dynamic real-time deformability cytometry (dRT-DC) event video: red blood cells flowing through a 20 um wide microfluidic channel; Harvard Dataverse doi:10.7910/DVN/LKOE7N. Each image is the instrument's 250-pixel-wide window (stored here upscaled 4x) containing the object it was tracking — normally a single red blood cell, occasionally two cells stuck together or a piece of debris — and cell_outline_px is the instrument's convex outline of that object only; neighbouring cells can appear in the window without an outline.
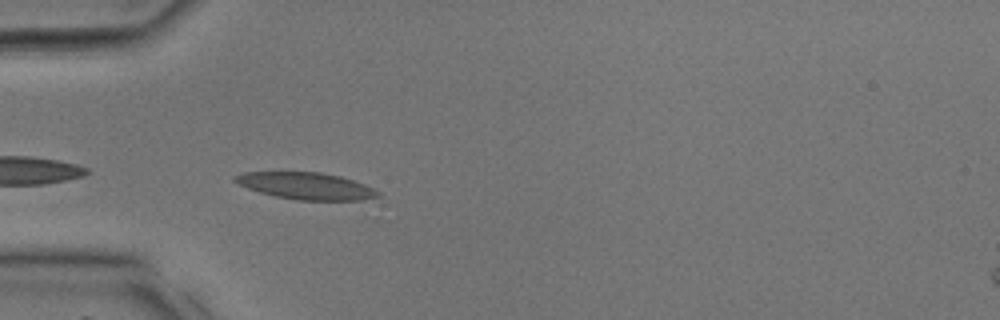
{"species": "common noctule bat (a hibernating species)", "species_latin": "Nyctalus noctula", "temperature_condition": "room temperature", "stored_images_in_passage": 34, "camera_frame_rate_fps": 3000, "um_per_image_px": 0.085, "animal": {"sex": "male", "body_mass_g": 17.9, "forearm_length_mm": 54.2}, "frame": {"image": 1, "passage_image": 10, "time_ms": 3.0, "image_size_px": [1000, 320], "cell_outline_px": [[380, 196], [360, 200], [296, 200], [276, 196], [260, 192], [248, 188], [232, 180], [232, 176], [244, 172], [320, 172], [340, 176], [364, 184], [380, 192]], "centroid_in_image_um": [26.0, 15.8], "position_along_channel_um": 59.0, "area_um2": 22.25}}
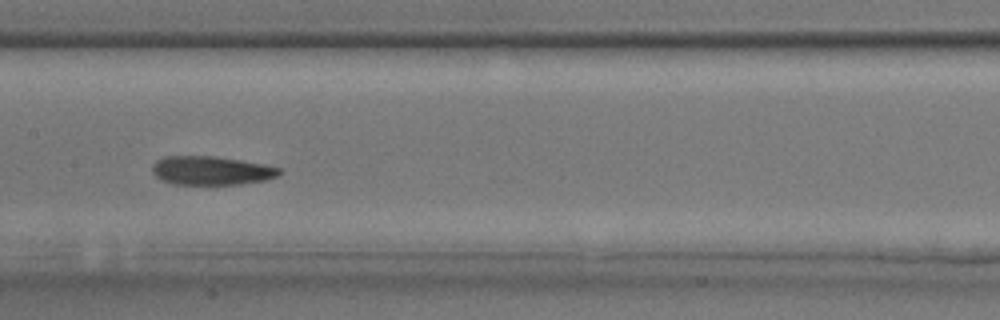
{"frame": {"image": 2, "passage_image": 17, "time_ms": 5.333, "image_size_px": [1000, 320], "cell_outline_px": [[280, 172], [276, 176], [264, 180], [240, 184], [172, 184], [160, 180], [152, 172], [152, 164], [156, 160], [164, 156], [212, 156], [240, 160], [264, 164], [280, 168]], "centroid_in_image_um": [17.9, 14.49], "position_along_channel_um": 189.5, "area_um2": 21.21}}
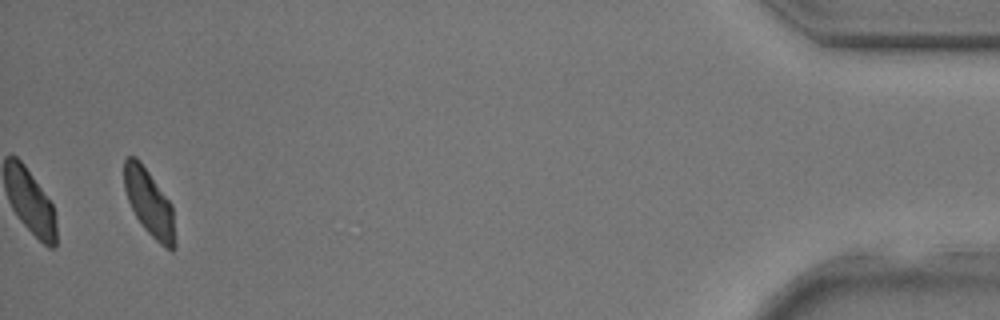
{"frame": {"image": 3, "passage_image": 33, "time_ms": 10.667, "image_size_px": [1000, 320], "cell_outline_px": [[176, 248], [172, 252], [160, 244], [144, 228], [136, 216], [128, 200], [124, 188], [124, 160], [128, 156], [136, 156], [140, 160], [172, 204], [176, 244]], "centroid_in_image_um": [12.7, 17.24], "position_along_channel_um": 422.5, "area_um2": 19.77}}